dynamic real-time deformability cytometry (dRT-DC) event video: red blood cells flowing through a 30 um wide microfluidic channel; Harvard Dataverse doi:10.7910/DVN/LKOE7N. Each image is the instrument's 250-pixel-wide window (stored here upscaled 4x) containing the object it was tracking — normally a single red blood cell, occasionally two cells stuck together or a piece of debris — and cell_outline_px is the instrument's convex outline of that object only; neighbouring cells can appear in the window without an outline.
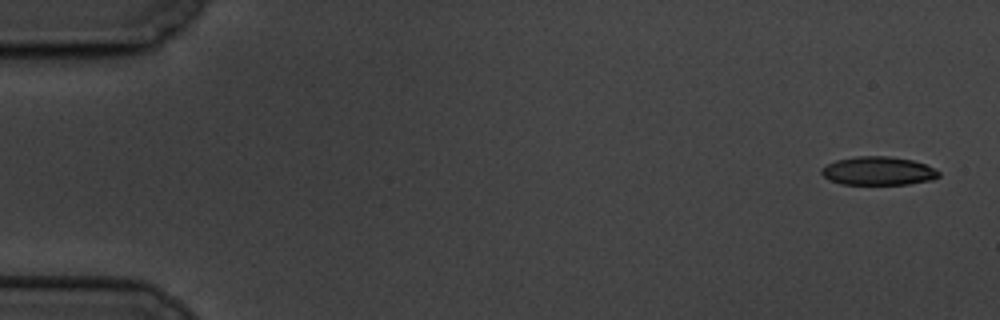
{"species": "common noctule bat (a hibernating species)", "species_latin": "Nyctalus noctula", "temperature_condition": "cold", "stored_images_in_passage": 10, "camera_frame_rate_fps": 3000, "um_per_image_px": 0.085, "animal": {"sex": "male", "body_mass_g": 19.5, "forearm_length_mm": 54.6}, "frame": {"image": 1, "passage_image": 1, "time_ms": 0.0, "image_size_px": [1000, 320], "cell_outline_px": [[940, 176], [932, 180], [908, 184], [840, 184], [828, 180], [820, 172], [820, 168], [836, 160], [856, 156], [888, 156], [912, 160], [924, 164], [940, 172]], "centroid_in_image_um": [74.62, 14.53], "position_along_channel_um": 10.4, "area_um2": 19.48}}
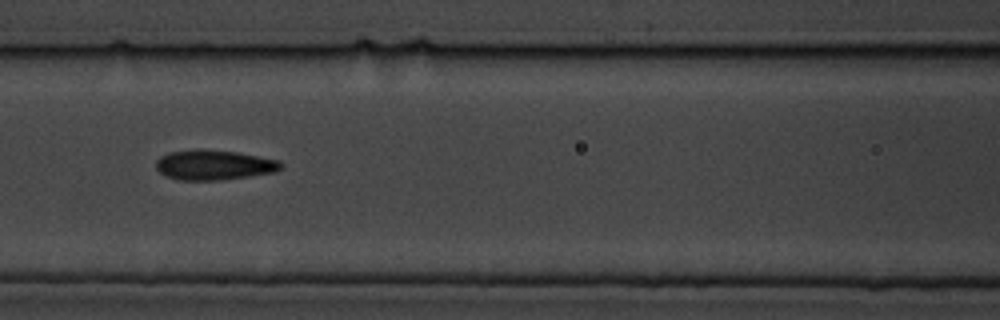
{"frame": {"image": 2, "passage_image": 7, "time_ms": 8.0, "image_size_px": [1000, 320], "cell_outline_px": [[284, 168], [276, 172], [224, 180], [180, 180], [168, 176], [160, 172], [156, 168], [156, 160], [160, 156], [168, 152], [196, 148], [204, 148], [236, 152], [280, 160], [284, 164]], "centroid_in_image_um": [18.22, 14.01], "position_along_channel_um": 148.4, "area_um2": 22.25}}
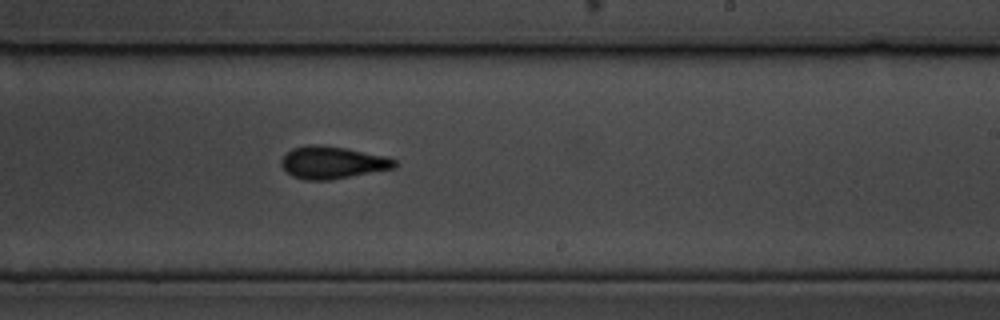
{"frame": {"image": 3, "passage_image": 10, "time_ms": 11.333, "image_size_px": [1000, 320], "cell_outline_px": [[396, 168], [332, 180], [304, 180], [292, 176], [280, 164], [280, 160], [292, 148], [308, 144], [320, 144], [344, 148], [388, 156], [396, 160]], "centroid_in_image_um": [28.27, 13.82], "position_along_channel_um": 260.7, "area_um2": 21.56}}